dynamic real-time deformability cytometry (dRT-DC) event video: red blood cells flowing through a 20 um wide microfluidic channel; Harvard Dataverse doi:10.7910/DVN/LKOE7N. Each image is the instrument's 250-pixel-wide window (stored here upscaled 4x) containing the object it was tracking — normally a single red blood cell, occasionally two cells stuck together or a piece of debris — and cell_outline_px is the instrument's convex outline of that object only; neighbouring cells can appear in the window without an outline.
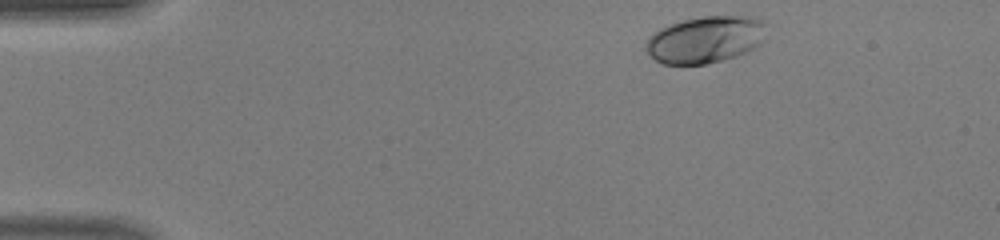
{"species": "human", "species_latin": "Homo sapiens", "temperature_condition": "warm", "stored_images_in_passage": 42, "camera_frame_rate_fps": 3000, "um_per_image_px": 0.085, "donor": {"sex": "male"}, "frame": {"image": 1, "passage_image": 2, "time_ms": 0.333, "image_size_px": [1000, 240], "cell_outline_px": [[764, 40], [756, 48], [748, 52], [736, 56], [708, 64], [664, 64], [656, 60], [648, 52], [644, 44], [648, 36], [660, 28], [684, 20], [704, 16], [756, 16], [764, 20]], "centroid_in_image_um": [59.98, 3.36], "position_along_channel_um": 25.0, "area_um2": 33.06}}
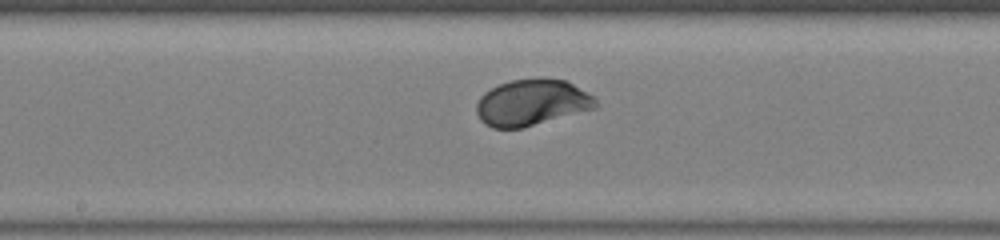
{"frame": {"image": 2, "passage_image": 20, "time_ms": 6.333, "image_size_px": [1000, 240], "cell_outline_px": [[600, 104], [596, 108], [524, 128], [492, 128], [484, 124], [480, 120], [476, 112], [476, 104], [480, 96], [484, 92], [500, 84], [512, 80], [536, 76], [568, 80], [596, 96]], "centroid_in_image_um": [45.26, 8.7], "position_along_channel_um": 202.9, "area_um2": 33.06}}
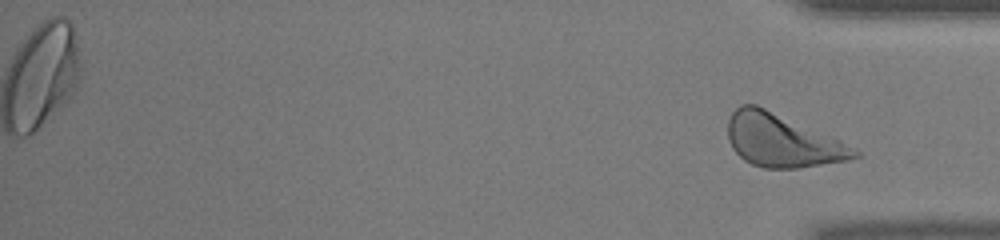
{"frame": {"image": 3, "passage_image": 42, "time_ms": 13.667, "image_size_px": [1000, 240], "cell_outline_px": [[860, 156], [848, 160], [796, 168], [764, 168], [752, 164], [744, 160], [732, 148], [728, 140], [728, 120], [732, 112], [740, 104], [756, 104], [832, 136], [840, 140], [860, 152]], "centroid_in_image_um": [66.46, 11.94], "position_along_channel_um": 368.7, "area_um2": 38.84}, "authors_computed_cell_mechanics": {"area_um2": 31.9634, "velocity_mm_per_s": 4.4468, "shape_relaxation_time_tau1_ms": 1.7855, "shape_relaxation_time_tau2_ms": null, "deformation_change_tau1": 0.1403, "deformation_change_tau2": null}}